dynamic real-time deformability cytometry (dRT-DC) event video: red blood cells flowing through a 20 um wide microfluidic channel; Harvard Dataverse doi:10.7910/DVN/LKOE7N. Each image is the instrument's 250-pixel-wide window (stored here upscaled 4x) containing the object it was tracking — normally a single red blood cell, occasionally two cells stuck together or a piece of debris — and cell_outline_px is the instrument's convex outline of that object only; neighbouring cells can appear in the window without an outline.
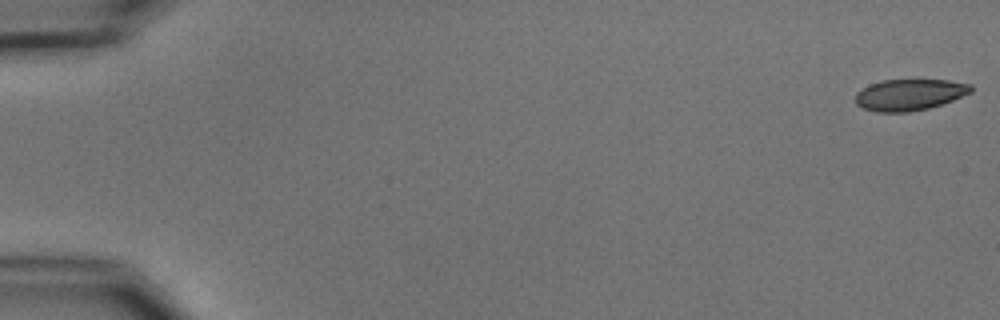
{"species": "common noctule bat (a hibernating species)", "species_latin": "Nyctalus noctula", "temperature_condition": "cold", "stored_images_in_passage": 54, "camera_frame_rate_fps": 3000, "um_per_image_px": 0.085, "animal": {"sex": "male", "body_mass_g": 15.6}, "frame": {"image": 1, "passage_image": 1, "time_ms": 0.0, "image_size_px": [1000, 320], "cell_outline_px": [[972, 92], [952, 100], [928, 108], [908, 112], [876, 112], [864, 108], [856, 104], [856, 92], [868, 84], [880, 80], [948, 80], [972, 84]], "centroid_in_image_um": [77.29, 8.04], "position_along_channel_um": 7.7, "area_um2": 21.1}}
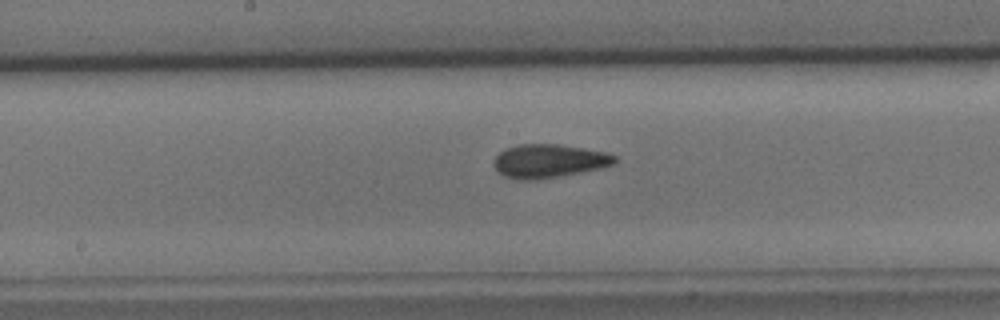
{"frame": {"image": 2, "passage_image": 29, "time_ms": 9.333, "image_size_px": [1000, 320], "cell_outline_px": [[616, 164], [600, 168], [556, 176], [532, 180], [520, 180], [504, 176], [496, 172], [492, 164], [496, 156], [504, 148], [520, 144], [556, 144], [584, 148], [604, 152], [616, 156]], "centroid_in_image_um": [46.6, 13.68], "position_along_channel_um": 201.6, "area_um2": 23.52}}
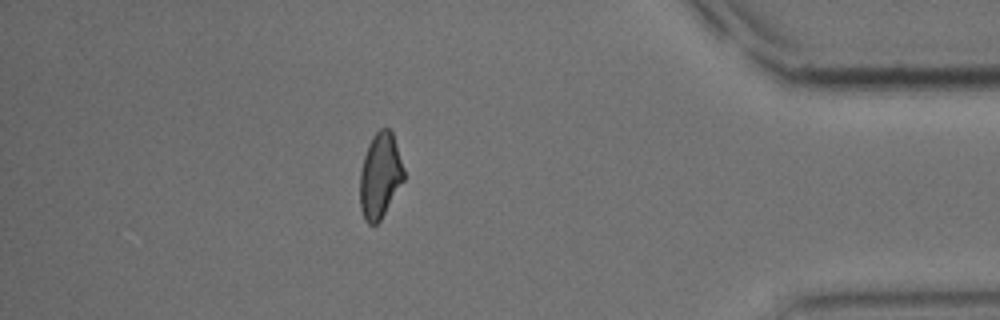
{"frame": {"image": 3, "passage_image": 48, "time_ms": 15.667, "image_size_px": [1000, 320], "cell_outline_px": [[404, 180], [380, 220], [376, 224], [368, 224], [364, 220], [360, 208], [360, 172], [364, 156], [368, 144], [372, 136], [380, 128], [388, 128], [392, 132], [404, 168]], "centroid_in_image_um": [32.29, 14.93], "position_along_channel_um": 402.9, "area_um2": 21.73}, "authors_computed_cell_mechanics": {"area_um2": 22.7732, "velocity_mm_per_s": 3.7448, "shape_relaxation_time_tau1_ms": 7.2916, "shape_relaxation_time_tau2_ms": 2.1385, "deformation_change_tau1": 0.1618, "deformation_change_tau2": 0.09}}